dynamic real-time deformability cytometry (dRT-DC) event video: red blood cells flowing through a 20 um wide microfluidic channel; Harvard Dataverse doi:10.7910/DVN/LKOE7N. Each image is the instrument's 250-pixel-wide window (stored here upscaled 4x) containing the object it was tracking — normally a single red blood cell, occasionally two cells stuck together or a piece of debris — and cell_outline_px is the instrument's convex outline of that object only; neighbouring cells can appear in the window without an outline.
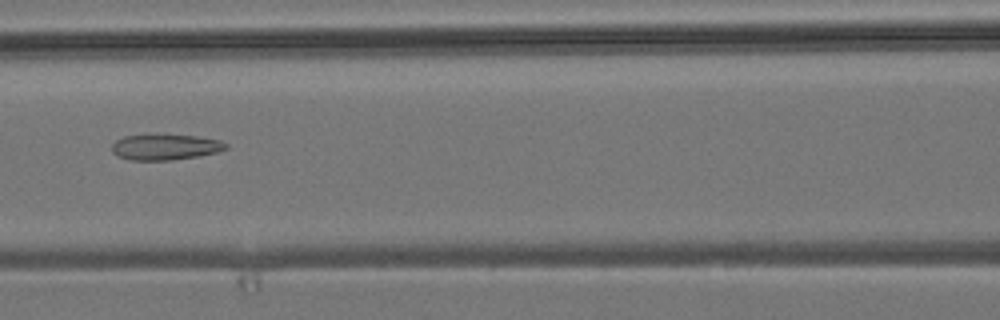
{"species": "common noctule bat (a hibernating species)", "species_latin": "Nyctalus noctula", "temperature_condition": "room temperature", "stored_images_in_passage": 6, "camera_frame_rate_fps": 3000, "um_per_image_px": 0.085, "animal": {"sex": "male", "body_mass_g": 19.2, "forearm_length_mm": 51.8}, "frame": {"image": 1, "passage_image": 5, "time_ms": 4.667, "image_size_px": [1000, 320], "cell_outline_px": [[228, 148], [216, 152], [200, 156], [172, 160], [132, 160], [116, 156], [112, 152], [112, 144], [116, 140], [124, 136], [196, 136], [220, 140], [228, 144]], "centroid_in_image_um": [14.06, 12.52], "position_along_channel_um": 152.5, "area_um2": 16.76}}
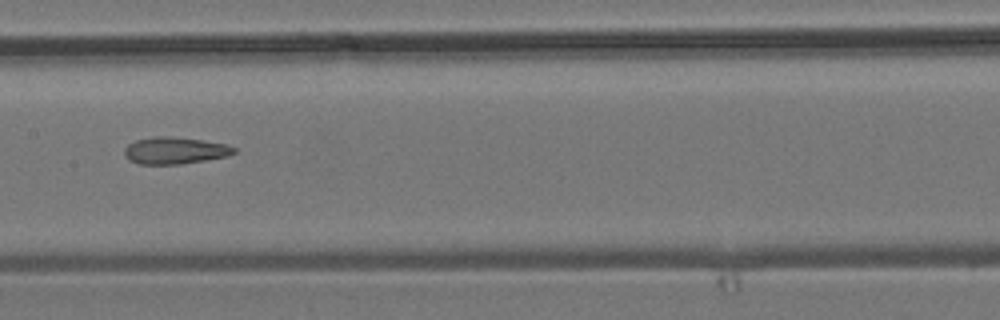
{"frame": {"image": 2, "passage_image": 6, "time_ms": 5.667, "image_size_px": [1000, 320], "cell_outline_px": [[236, 152], [228, 156], [180, 164], [140, 164], [128, 160], [124, 156], [124, 148], [128, 144], [136, 140], [152, 136], [168, 136], [200, 140], [228, 144], [236, 148]], "centroid_in_image_um": [14.84, 12.79], "position_along_channel_um": 192.6, "area_um2": 17.22}}